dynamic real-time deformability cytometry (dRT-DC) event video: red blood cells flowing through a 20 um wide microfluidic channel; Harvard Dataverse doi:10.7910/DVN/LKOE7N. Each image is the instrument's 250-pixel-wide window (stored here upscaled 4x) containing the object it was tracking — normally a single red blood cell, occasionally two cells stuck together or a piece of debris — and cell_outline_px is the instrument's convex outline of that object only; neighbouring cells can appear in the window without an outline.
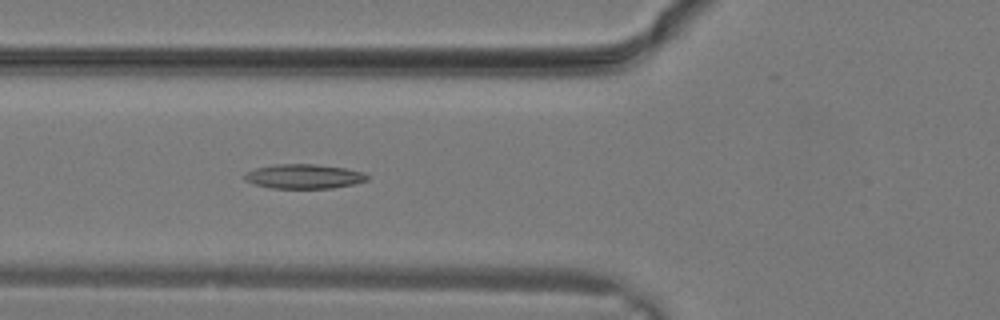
{"species": "common noctule bat (a hibernating species)", "species_latin": "Nyctalus noctula", "temperature_condition": "warm", "stored_images_in_passage": 2, "camera_frame_rate_fps": 3000, "um_per_image_px": 0.085, "animal": {"sex": "male", "body_mass_g": 19.2, "forearm_length_mm": 51.8}, "frame": {"image": 1, "passage_image": 2, "time_ms": 0.333, "image_size_px": [1000, 320], "cell_outline_px": [[368, 180], [352, 184], [332, 188], [272, 188], [256, 184], [244, 180], [244, 176], [248, 172], [256, 168], [272, 164], [316, 164], [344, 168], [364, 172], [368, 176]], "centroid_in_image_um": [25.84, 14.99], "position_along_channel_um": 100.0, "area_um2": 17.34}}